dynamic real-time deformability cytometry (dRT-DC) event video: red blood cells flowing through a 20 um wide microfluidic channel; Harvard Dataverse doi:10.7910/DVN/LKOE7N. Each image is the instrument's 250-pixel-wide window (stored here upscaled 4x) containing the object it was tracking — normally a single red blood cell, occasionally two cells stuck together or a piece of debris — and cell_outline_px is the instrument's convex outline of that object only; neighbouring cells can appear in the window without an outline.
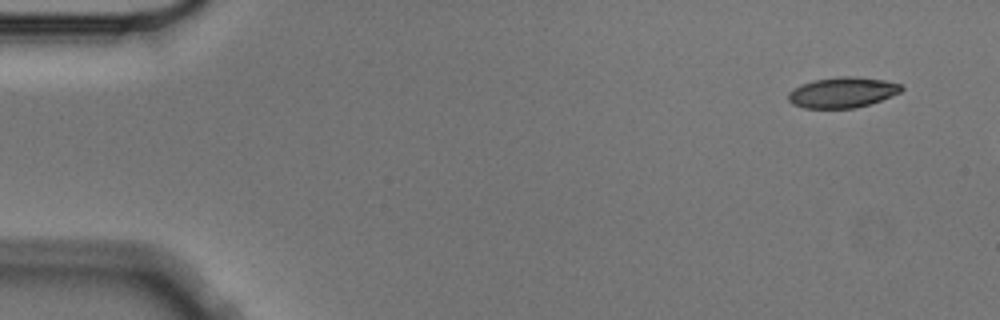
{"species": "Egyptian fruit bat (a non-hibernating species)", "species_latin": "Rousettus aegyptiacus", "temperature_condition": "cold", "stored_images_in_passage": 4, "camera_frame_rate_fps": 3000, "um_per_image_px": 0.085, "animal": {"sex": "male"}, "frame": {"image": 1, "passage_image": 1, "time_ms": 0.0, "image_size_px": [1000, 320], "cell_outline_px": [[904, 88], [900, 92], [880, 100], [856, 108], [804, 108], [792, 104], [788, 100], [788, 92], [792, 88], [812, 80], [840, 76], [856, 76], [884, 80], [900, 84]], "centroid_in_image_um": [71.56, 7.85], "position_along_channel_um": 13.4, "area_um2": 20.17}}